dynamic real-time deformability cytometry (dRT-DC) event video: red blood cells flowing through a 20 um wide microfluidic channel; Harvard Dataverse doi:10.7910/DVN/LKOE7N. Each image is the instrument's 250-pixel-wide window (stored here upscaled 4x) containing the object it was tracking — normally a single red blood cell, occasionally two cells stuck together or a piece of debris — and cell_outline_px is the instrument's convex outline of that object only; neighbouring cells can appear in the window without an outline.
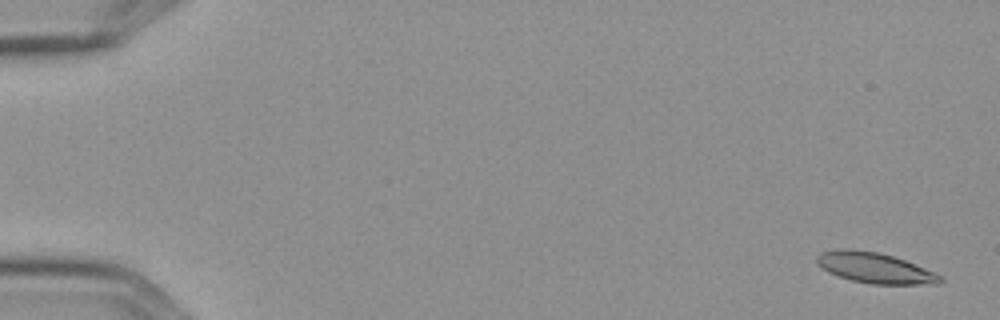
{"species": "Egyptian fruit bat (a non-hibernating species)", "species_latin": "Rousettus aegyptiacus", "temperature_condition": "cold", "stored_images_in_passage": 7, "camera_frame_rate_fps": 3000, "um_per_image_px": 0.085, "frame": {"image": 1, "passage_image": 1, "time_ms": 0.0, "image_size_px": [1000, 320], "cell_outline_px": [[944, 280], [940, 284], [872, 284], [852, 280], [828, 272], [816, 264], [816, 256], [820, 252], [876, 252], [892, 256], [904, 260], [936, 272]], "centroid_in_image_um": [74.45, 22.83], "position_along_channel_um": 10.5, "area_um2": 21.04}}
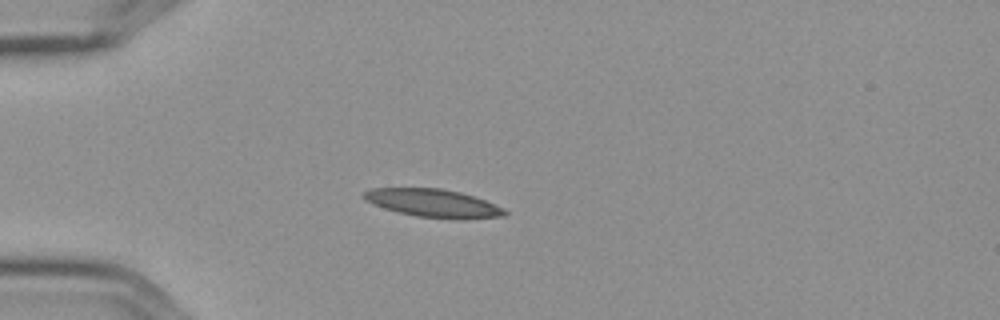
{"frame": {"image": 2, "passage_image": 5, "time_ms": 1.333, "image_size_px": [1000, 320], "cell_outline_px": [[508, 212], [504, 216], [460, 220], [416, 216], [396, 212], [384, 208], [364, 200], [360, 196], [364, 192], [372, 188], [440, 188], [460, 192], [484, 200], [504, 208]], "centroid_in_image_um": [36.81, 17.28], "position_along_channel_um": 48.2, "area_um2": 23.18}}
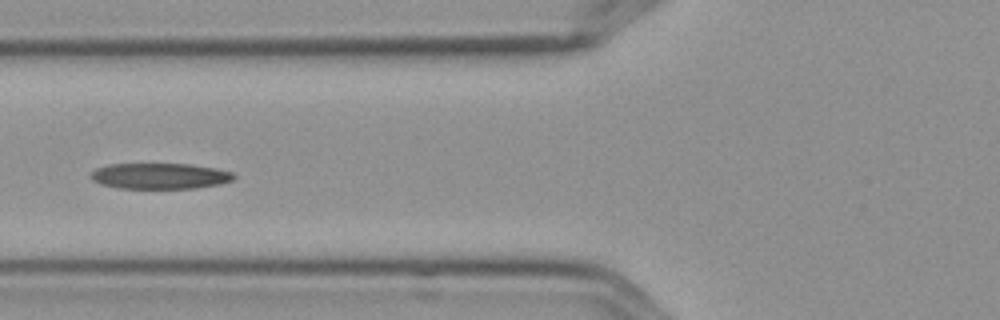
{"frame": {"image": 3, "passage_image": 7, "time_ms": 2.0, "image_size_px": [1000, 320], "cell_outline_px": [[236, 176], [232, 180], [220, 184], [196, 188], [116, 188], [100, 184], [92, 180], [88, 176], [96, 168], [108, 164], [192, 164], [216, 168], [232, 172]], "centroid_in_image_um": [13.57, 14.96], "position_along_channel_um": 112.2, "area_um2": 21.68}}